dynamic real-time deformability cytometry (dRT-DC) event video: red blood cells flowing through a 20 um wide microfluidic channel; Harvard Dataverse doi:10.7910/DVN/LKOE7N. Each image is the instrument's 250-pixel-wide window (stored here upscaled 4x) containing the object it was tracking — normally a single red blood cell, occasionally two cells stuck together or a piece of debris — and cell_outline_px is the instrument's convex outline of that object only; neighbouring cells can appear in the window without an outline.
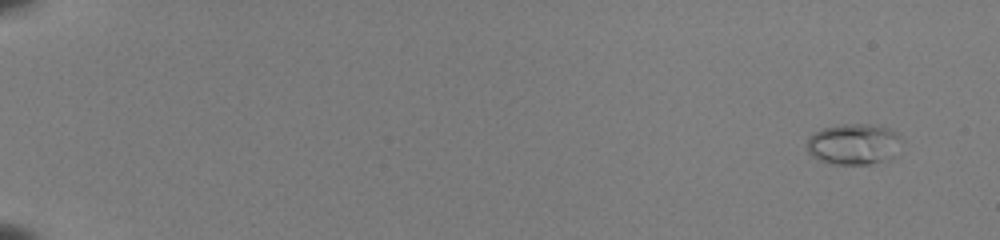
{"species": "common noctule bat (a hibernating species)", "species_latin": "Nyctalus noctula", "temperature_condition": "room temperature", "stored_images_in_passage": 52, "camera_frame_rate_fps": 3000, "um_per_image_px": 0.085, "animal": {"sex": "female", "body_mass_g": 22.0, "forearm_length_mm": 56.7}, "frame": {"image": 1, "passage_image": 2, "time_ms": 0.333, "image_size_px": [1000, 240], "cell_outline_px": [[896, 136], [880, 160], [868, 164], [832, 164], [820, 160], [812, 156], [808, 152], [808, 136], [824, 128], [844, 124], [868, 124], [888, 128], [896, 132]], "centroid_in_image_um": [72.31, 12.22], "position_along_channel_um": 12.7, "area_um2": 20.75}}
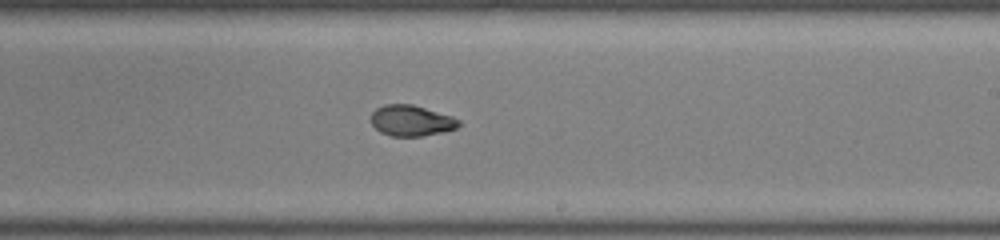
{"frame": {"image": 2, "passage_image": 34, "time_ms": 11.0, "image_size_px": [1000, 240], "cell_outline_px": [[460, 124], [456, 128], [440, 132], [420, 136], [392, 136], [380, 132], [372, 124], [372, 112], [376, 108], [384, 104], [412, 104], [452, 116], [460, 120]], "centroid_in_image_um": [34.95, 10.24], "position_along_channel_um": 254.1, "area_um2": 15.61}}
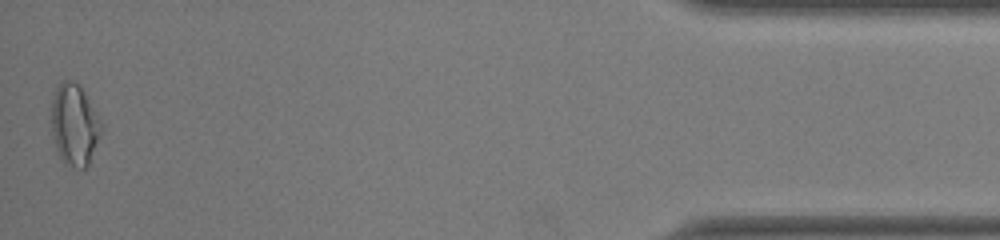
{"frame": {"image": 3, "passage_image": 52, "time_ms": 17.0, "image_size_px": [1000, 240], "cell_outline_px": [[100, 132], [88, 164], [84, 168], [76, 168], [64, 164], [56, 148], [52, 132], [52, 100], [56, 88], [64, 80], [72, 80], [80, 84], [100, 124]], "centroid_in_image_um": [6.28, 10.6], "position_along_channel_um": 428.9, "area_um2": 22.83}, "authors_computed_cell_mechanics": {"area_um2": 16.4441, "velocity_mm_per_s": 3.9948, "shape_relaxation_time_tau1_ms": 10.8934, "shape_relaxation_time_tau2_ms": 1.5093, "deformation_change_tau1": 0.2863, "deformation_change_tau2": 0.0627}}